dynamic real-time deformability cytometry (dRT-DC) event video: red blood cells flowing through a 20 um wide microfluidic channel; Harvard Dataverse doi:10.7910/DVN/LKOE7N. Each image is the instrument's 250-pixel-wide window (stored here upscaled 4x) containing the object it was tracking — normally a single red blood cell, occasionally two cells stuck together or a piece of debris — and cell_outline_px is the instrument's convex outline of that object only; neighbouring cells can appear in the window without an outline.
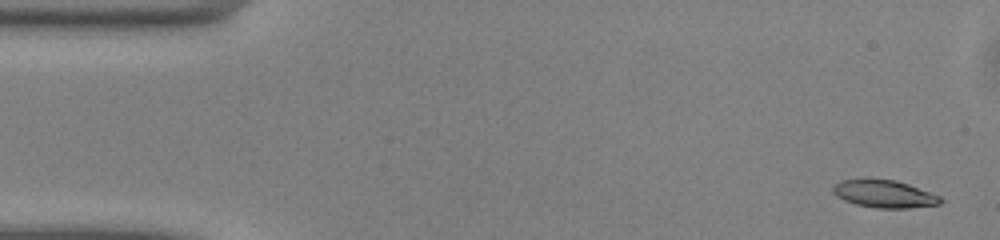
{"species": "common noctule bat (a hibernating species)", "species_latin": "Nyctalus noctula", "temperature_condition": "warm", "stored_images_in_passage": 49, "camera_frame_rate_fps": 3000, "um_per_image_px": 0.085, "animal": {"sex": "male", "body_mass_g": 13.0, "forearm_length_mm": 53.1}, "frame": {"image": 1, "passage_image": 2, "time_ms": 0.333, "image_size_px": [1000, 240], "cell_outline_px": [[944, 200], [940, 204], [908, 208], [876, 208], [856, 204], [844, 200], [836, 196], [832, 192], [832, 184], [840, 180], [896, 180], [908, 184], [940, 196]], "centroid_in_image_um": [75.15, 16.49], "position_along_channel_um": 9.9, "area_um2": 17.11}}
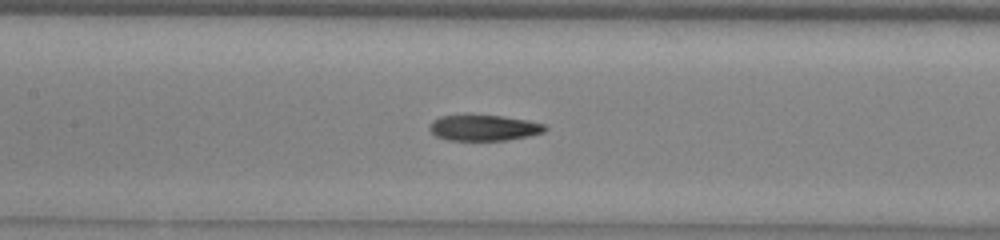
{"frame": {"image": 2, "passage_image": 22, "time_ms": 7.0, "image_size_px": [1000, 240], "cell_outline_px": [[548, 128], [544, 132], [528, 136], [504, 140], [448, 140], [436, 136], [428, 128], [428, 124], [432, 120], [440, 116], [504, 116], [528, 120], [544, 124]], "centroid_in_image_um": [41.12, 10.87], "position_along_channel_um": 166.3, "area_um2": 17.22}}
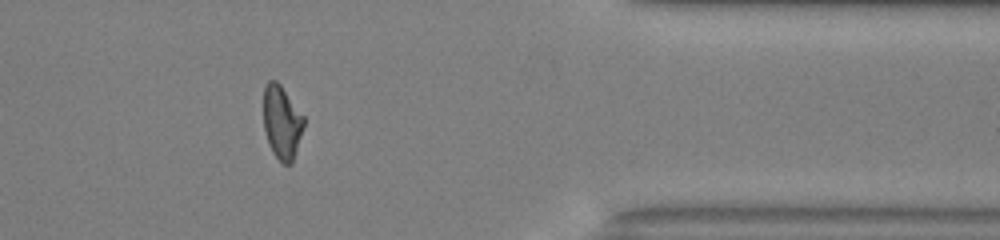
{"frame": {"image": 3, "passage_image": 40, "time_ms": 13.0, "image_size_px": [1000, 240], "cell_outline_px": [[304, 124], [292, 164], [284, 164], [272, 152], [268, 144], [264, 128], [264, 84], [268, 80], [276, 80], [280, 84], [304, 116]], "centroid_in_image_um": [23.94, 10.37], "position_along_channel_um": 387.5, "area_um2": 17.17}, "authors_computed_cell_mechanics": {"area_um2": 17.8602, "velocity_mm_per_s": 4.1072, "shape_relaxation_time_tau1_ms": 7.998, "shape_relaxation_time_tau2_ms": 3.6216, "deformation_change_tau1": 0.2446, "deformation_change_tau2": 0.1158}}